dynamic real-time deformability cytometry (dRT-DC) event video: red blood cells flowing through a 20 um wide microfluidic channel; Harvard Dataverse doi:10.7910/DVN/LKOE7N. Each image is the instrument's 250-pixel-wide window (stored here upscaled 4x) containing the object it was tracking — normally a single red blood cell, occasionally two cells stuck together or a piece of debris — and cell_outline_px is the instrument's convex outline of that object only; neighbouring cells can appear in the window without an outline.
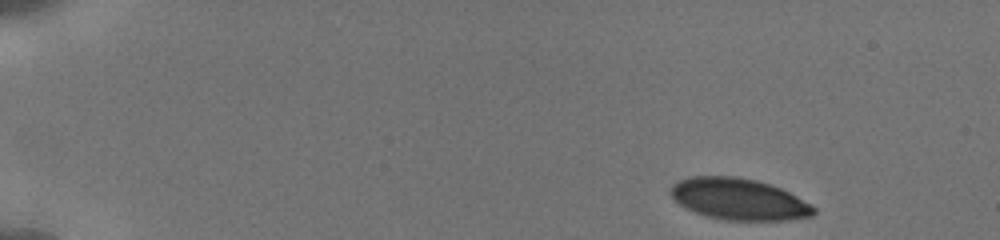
{"species": "human", "species_latin": "Homo sapiens", "temperature_condition": "cold", "stored_images_in_passage": 33, "camera_frame_rate_fps": 3000, "um_per_image_px": 0.085, "donor": {"sex": "male"}, "frame": {"image": 1, "passage_image": 1, "time_ms": 0.0, "image_size_px": [1000, 240], "cell_outline_px": [[816, 212], [812, 216], [788, 220], [728, 220], [708, 216], [696, 212], [680, 204], [672, 196], [672, 184], [688, 176], [736, 176], [756, 180], [780, 188], [812, 204], [816, 208]], "centroid_in_image_um": [62.84, 16.92], "position_along_channel_um": 22.2, "area_um2": 34.28}}
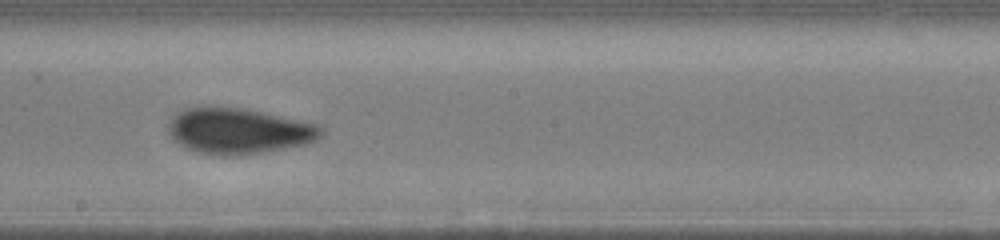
{"frame": {"image": 2, "passage_image": 19, "time_ms": 8.667, "image_size_px": [1000, 240], "cell_outline_px": [[324, 132], [316, 140], [304, 144], [284, 148], [260, 152], [232, 156], [224, 156], [200, 152], [188, 148], [180, 144], [168, 132], [168, 124], [184, 108], [244, 108], [264, 112], [316, 124], [324, 128]], "centroid_in_image_um": [20.33, 11.14], "position_along_channel_um": 227.9, "area_um2": 39.82}}
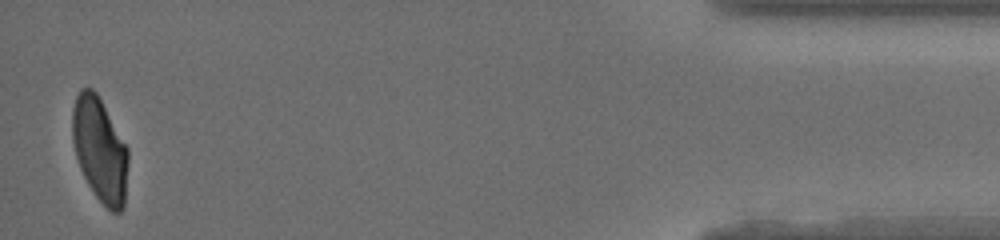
{"frame": {"image": 3, "passage_image": 33, "time_ms": 15.667, "image_size_px": [1000, 240], "cell_outline_px": [[128, 160], [124, 208], [120, 212], [112, 212], [96, 196], [88, 184], [80, 168], [76, 156], [72, 140], [72, 108], [76, 96], [80, 88], [92, 88], [96, 92], [128, 148]], "centroid_in_image_um": [8.48, 12.72], "position_along_channel_um": 426.7, "area_um2": 33.76}, "authors_computed_cell_mechanics": {"area_um2": 37.0498, "velocity_mm_per_s": 3.8397, "shape_relaxation_time_tau1_ms": 4.5388, "shape_relaxation_time_tau2_ms": 2.9016, "deformation_change_tau1": 0.1268, "deformation_change_tau2": 0.0271}}